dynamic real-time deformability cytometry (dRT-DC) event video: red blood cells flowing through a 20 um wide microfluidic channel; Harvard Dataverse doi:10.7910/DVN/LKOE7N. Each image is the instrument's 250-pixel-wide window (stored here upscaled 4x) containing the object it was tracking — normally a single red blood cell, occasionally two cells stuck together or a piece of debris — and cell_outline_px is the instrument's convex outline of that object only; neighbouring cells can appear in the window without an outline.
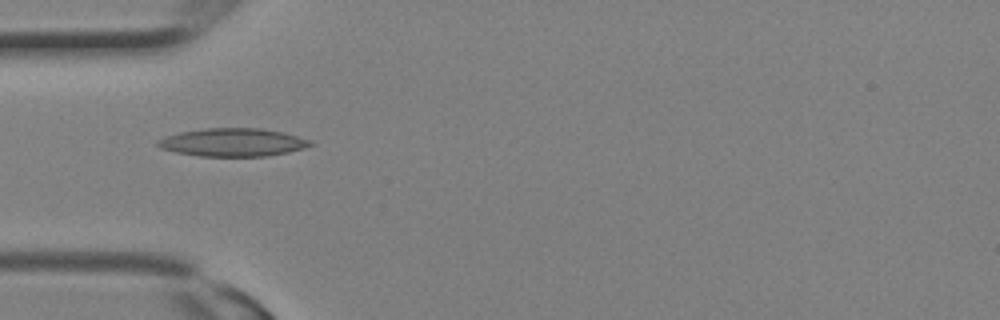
{"species": "Egyptian fruit bat (a non-hibernating species)", "species_latin": "Rousettus aegyptiacus", "temperature_condition": "room temperature", "stored_images_in_passage": 11, "camera_frame_rate_fps": 3000, "um_per_image_px": 0.085, "animal": {"sex": "female"}, "frame": {"image": 1, "passage_image": 1, "time_ms": 0.0, "image_size_px": [1000, 320], "cell_outline_px": [[316, 144], [304, 148], [288, 152], [268, 156], [200, 156], [176, 152], [160, 148], [156, 144], [156, 140], [164, 136], [180, 132], [204, 128], [260, 128], [284, 132], [312, 140]], "centroid_in_image_um": [19.81, 12.09], "position_along_channel_um": 65.2, "area_um2": 25.2}}
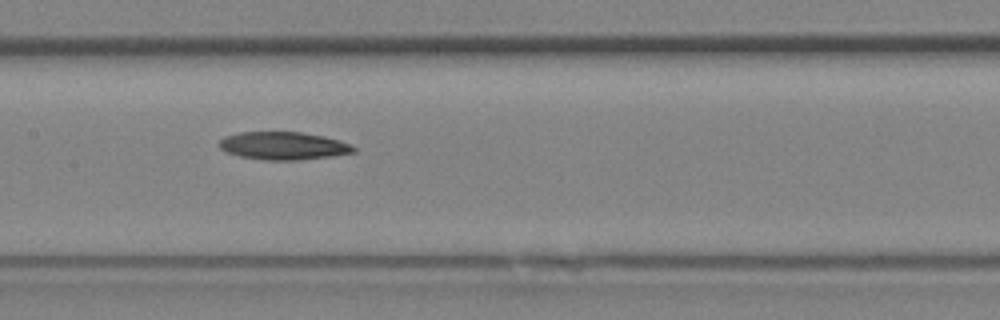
{"frame": {"image": 2, "passage_image": 6, "time_ms": 1.667, "image_size_px": [1000, 320], "cell_outline_px": [[356, 152], [332, 156], [296, 160], [264, 160], [240, 156], [228, 152], [220, 148], [220, 140], [224, 136], [240, 132], [300, 132], [324, 136], [340, 140], [352, 144], [356, 148]], "centroid_in_image_um": [24.13, 12.39], "position_along_channel_um": 183.3, "area_um2": 21.79}}
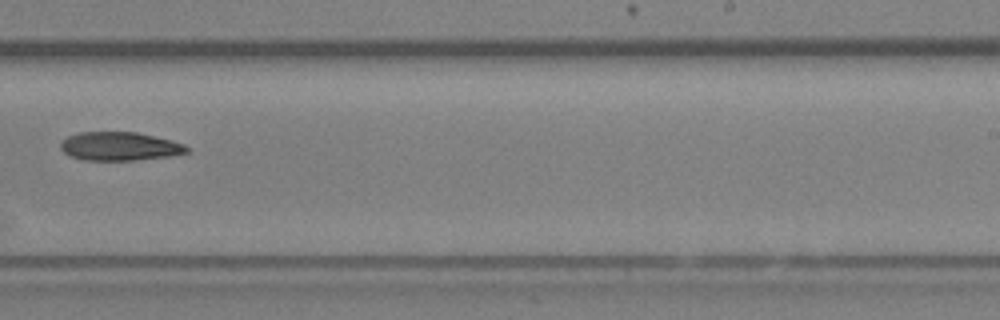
{"frame": {"image": 3, "passage_image": 10, "time_ms": 3.0, "image_size_px": [1000, 320], "cell_outline_px": [[188, 152], [168, 156], [136, 160], [84, 160], [68, 156], [60, 148], [60, 144], [68, 136], [80, 132], [136, 132], [172, 140], [184, 144], [188, 148]], "centroid_in_image_um": [10.15, 12.44], "position_along_channel_um": 278.9, "area_um2": 20.92}}